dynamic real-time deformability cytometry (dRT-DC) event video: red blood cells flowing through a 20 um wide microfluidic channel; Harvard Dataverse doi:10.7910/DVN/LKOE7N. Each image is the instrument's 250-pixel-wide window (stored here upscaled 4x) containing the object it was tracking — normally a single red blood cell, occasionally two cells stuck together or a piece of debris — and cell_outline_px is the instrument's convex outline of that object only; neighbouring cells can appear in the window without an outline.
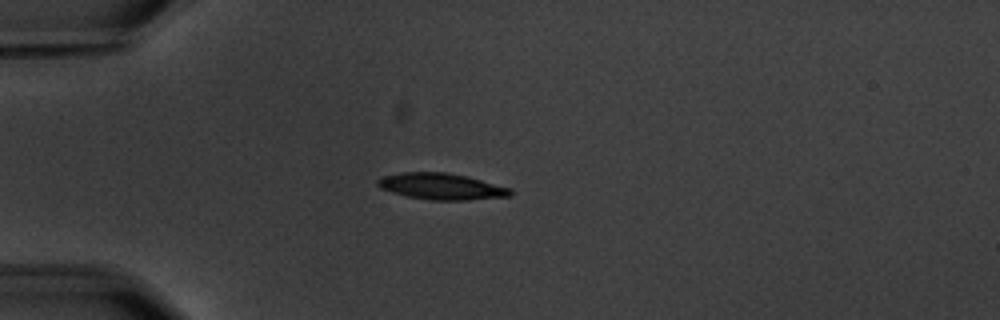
{"species": "common noctule bat (a hibernating species)", "species_latin": "Nyctalus noctula", "temperature_condition": "warm", "stored_images_in_passage": 3, "camera_frame_rate_fps": 3000, "um_per_image_px": 0.085, "animal": {"sex": "male", "body_mass_g": 20.1, "forearm_length_mm": 53.5}, "frame": {"image": 1, "passage_image": 1, "time_ms": 0.0, "image_size_px": [1000, 320], "cell_outline_px": [[512, 196], [464, 200], [432, 200], [408, 196], [392, 192], [380, 188], [376, 184], [376, 180], [384, 176], [400, 172], [448, 172], [468, 176], [512, 188]], "centroid_in_image_um": [37.54, 15.83], "position_along_channel_um": 47.5, "area_um2": 20.46}}
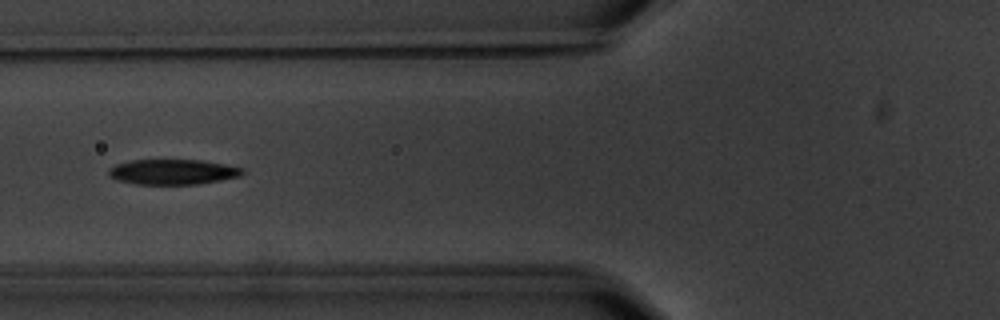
{"frame": {"image": 2, "passage_image": 3, "time_ms": 2.333, "image_size_px": [1000, 320], "cell_outline_px": [[244, 172], [240, 176], [200, 184], [136, 184], [116, 180], [108, 176], [108, 168], [116, 164], [132, 160], [200, 160], [224, 164], [244, 168]], "centroid_in_image_um": [14.66, 14.61], "position_along_channel_um": 111.1, "area_um2": 19.71}}